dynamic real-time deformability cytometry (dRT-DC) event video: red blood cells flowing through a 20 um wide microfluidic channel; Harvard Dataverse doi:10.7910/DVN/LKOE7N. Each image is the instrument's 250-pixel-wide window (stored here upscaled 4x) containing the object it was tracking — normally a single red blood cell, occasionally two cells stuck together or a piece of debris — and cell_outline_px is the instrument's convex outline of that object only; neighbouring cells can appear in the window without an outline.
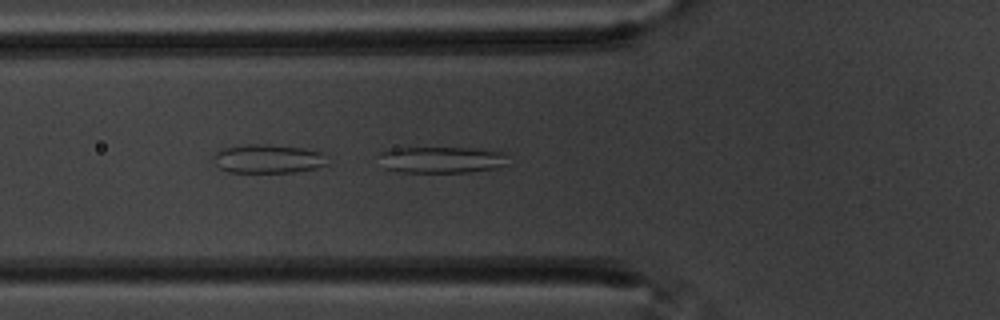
{"species": "common noctule bat (a hibernating species)", "species_latin": "Nyctalus noctula", "temperature_condition": "warm", "stored_images_in_passage": 47, "camera_frame_rate_fps": 3000, "um_per_image_px": 0.085, "animal": {"sex": "male", "body_mass_g": 20.1, "forearm_length_mm": 53.5}, "frame": {"image": 1, "passage_image": 11, "time_ms": 3.333, "image_size_px": [1000, 320], "cell_outline_px": [[504, 164], [496, 168], [468, 172], [400, 172], [384, 168], [380, 152], [392, 148], [472, 148], [504, 152]], "centroid_in_image_um": [37.49, 13.58], "position_along_channel_um": 88.3, "area_um2": 19.54}}
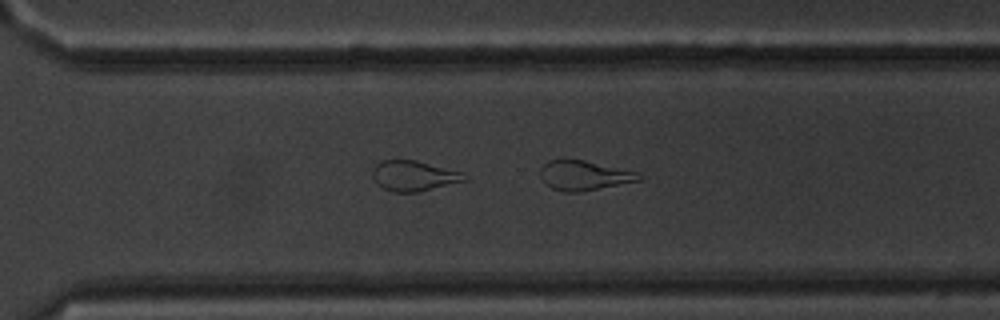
{"frame": {"image": 2, "passage_image": 31, "time_ms": 10.0, "image_size_px": [1000, 320], "cell_outline_px": [[644, 176], [640, 180], [584, 192], [564, 192], [552, 188], [540, 176], [540, 168], [548, 160], [584, 160], [640, 172]], "centroid_in_image_um": [49.7, 14.92], "position_along_channel_um": 320.9, "area_um2": 17.11}}
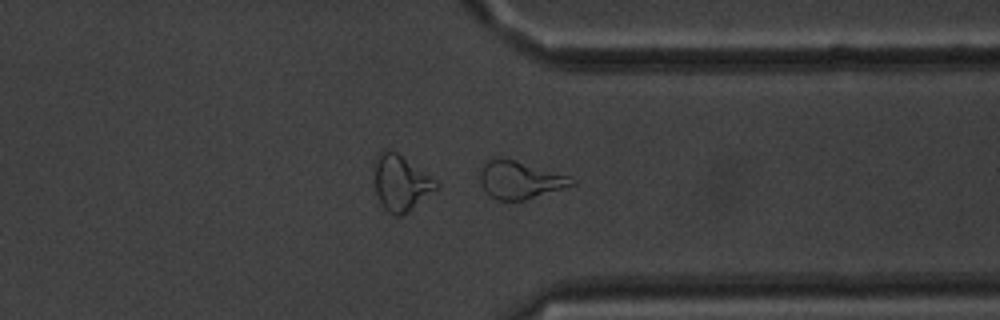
{"frame": {"image": 3, "passage_image": 35, "time_ms": 11.333, "image_size_px": [1000, 320], "cell_outline_px": [[576, 184], [524, 200], [496, 200], [484, 188], [480, 180], [480, 172], [484, 164], [488, 160], [500, 156], [568, 176], [576, 180]], "centroid_in_image_um": [44.18, 15.28], "position_along_channel_um": 367.2, "area_um2": 19.65}, "authors_computed_cell_mechanics": {"area_um2": 19.9988, "velocity_mm_per_s": 3.4802, "shape_relaxation_time_tau1_ms": null, "shape_relaxation_time_tau2_ms": 2.4903, "deformation_change_tau1": null, "deformation_change_tau2": 0.1146}}